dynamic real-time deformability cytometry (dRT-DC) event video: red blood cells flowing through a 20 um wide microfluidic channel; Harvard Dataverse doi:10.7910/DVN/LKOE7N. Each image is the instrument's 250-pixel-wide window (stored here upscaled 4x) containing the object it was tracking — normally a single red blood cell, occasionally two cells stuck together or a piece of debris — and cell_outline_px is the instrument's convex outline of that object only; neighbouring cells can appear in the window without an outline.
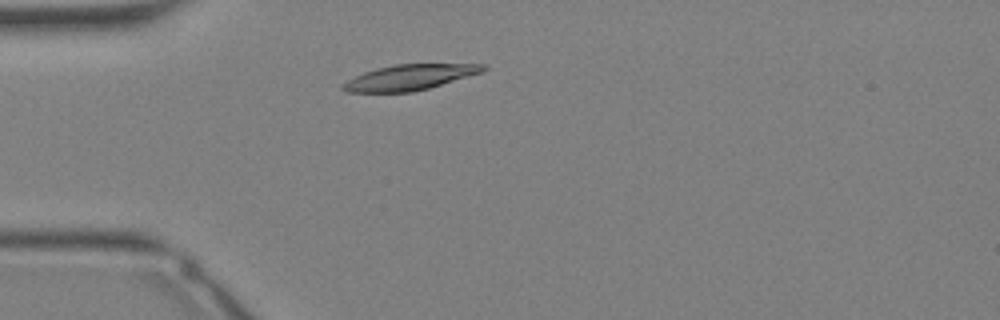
{"species": "Egyptian fruit bat (a non-hibernating species)", "species_latin": "Rousettus aegyptiacus", "temperature_condition": "warm", "stored_images_in_passage": 30, "camera_frame_rate_fps": 3000, "um_per_image_px": 0.085, "animal": {"sex": "female"}, "frame": {"image": 1, "passage_image": 5, "time_ms": 1.333, "image_size_px": [1000, 320], "cell_outline_px": [[488, 68], [484, 72], [428, 88], [412, 92], [344, 92], [340, 88], [340, 84], [364, 72], [376, 68], [396, 64], [484, 64]], "centroid_in_image_um": [34.8, 6.57], "position_along_channel_um": 50.2, "area_um2": 20.87}}
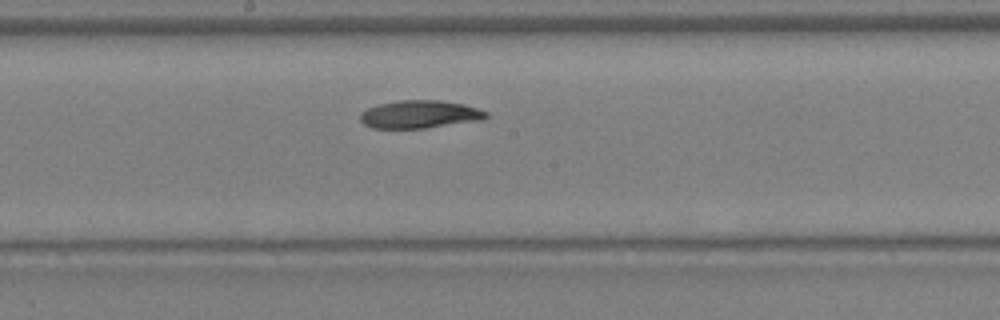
{"frame": {"image": 2, "passage_image": 14, "time_ms": 4.333, "image_size_px": [1000, 320], "cell_outline_px": [[488, 116], [480, 120], [424, 128], [372, 128], [364, 124], [360, 120], [360, 112], [368, 108], [380, 104], [400, 100], [440, 100], [464, 104], [488, 112]], "centroid_in_image_um": [35.66, 9.71], "position_along_channel_um": 212.5, "area_um2": 20.29}}
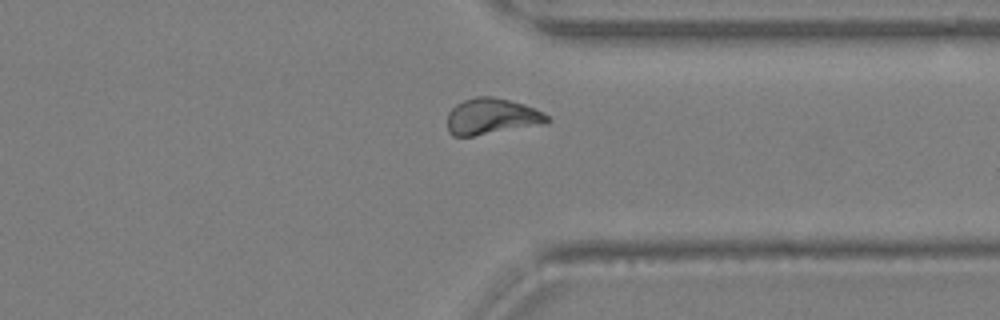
{"frame": {"image": 3, "passage_image": 22, "time_ms": 7.0, "image_size_px": [1000, 320], "cell_outline_px": [[552, 120], [548, 124], [472, 136], [452, 136], [448, 132], [448, 112], [456, 104], [464, 100], [476, 96], [492, 96], [524, 104], [544, 112]], "centroid_in_image_um": [41.83, 9.9], "position_along_channel_um": 369.6, "area_um2": 21.27}}